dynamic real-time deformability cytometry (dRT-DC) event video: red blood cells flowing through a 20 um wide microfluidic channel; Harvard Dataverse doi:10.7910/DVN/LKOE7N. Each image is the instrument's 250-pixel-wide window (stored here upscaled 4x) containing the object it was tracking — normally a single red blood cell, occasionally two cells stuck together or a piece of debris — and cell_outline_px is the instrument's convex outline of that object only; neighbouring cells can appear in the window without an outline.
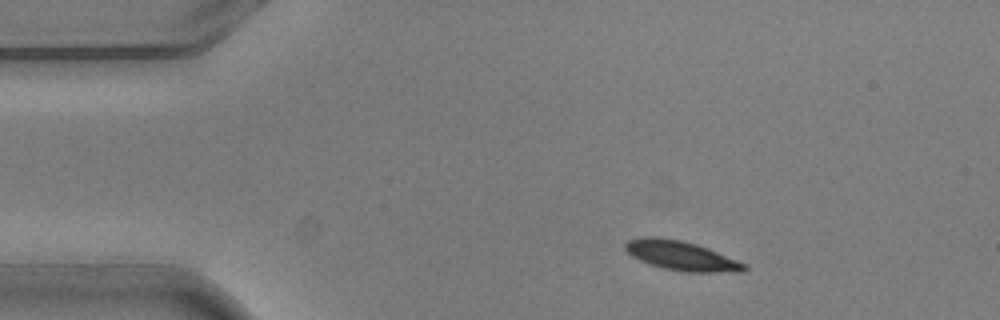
{"species": "common noctule bat (a hibernating species)", "species_latin": "Nyctalus noctula", "temperature_condition": "warm", "stored_images_in_passage": 3, "camera_frame_rate_fps": 3000, "um_per_image_px": 0.085, "animal": {"sex": "male", "body_mass_g": 20.5, "forearm_length_mm": 52.5}, "frame": {"image": 1, "passage_image": 1, "time_ms": 0.0, "image_size_px": [1000, 320], "cell_outline_px": [[748, 268], [744, 272], [680, 272], [664, 268], [640, 260], [632, 256], [624, 248], [624, 244], [628, 240], [640, 236], [656, 236], [680, 240], [696, 244], [708, 248], [736, 260], [744, 264]], "centroid_in_image_um": [57.88, 21.73], "position_along_channel_um": 27.1, "area_um2": 20.35}}
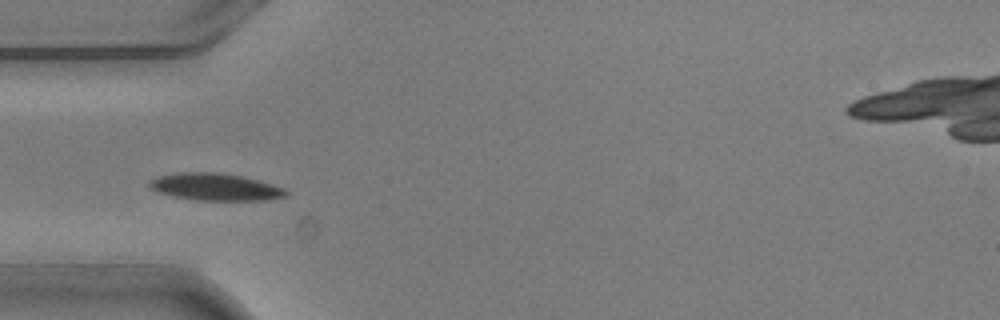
{"frame": {"image": 2, "passage_image": 3, "time_ms": 0.667, "image_size_px": [1000, 320], "cell_outline_px": [[288, 196], [268, 200], [196, 200], [172, 196], [156, 192], [148, 188], [148, 180], [156, 176], [176, 172], [216, 172], [244, 176], [272, 184], [284, 188], [288, 192]], "centroid_in_image_um": [18.25, 15.88], "position_along_channel_um": 66.8, "area_um2": 22.02}}